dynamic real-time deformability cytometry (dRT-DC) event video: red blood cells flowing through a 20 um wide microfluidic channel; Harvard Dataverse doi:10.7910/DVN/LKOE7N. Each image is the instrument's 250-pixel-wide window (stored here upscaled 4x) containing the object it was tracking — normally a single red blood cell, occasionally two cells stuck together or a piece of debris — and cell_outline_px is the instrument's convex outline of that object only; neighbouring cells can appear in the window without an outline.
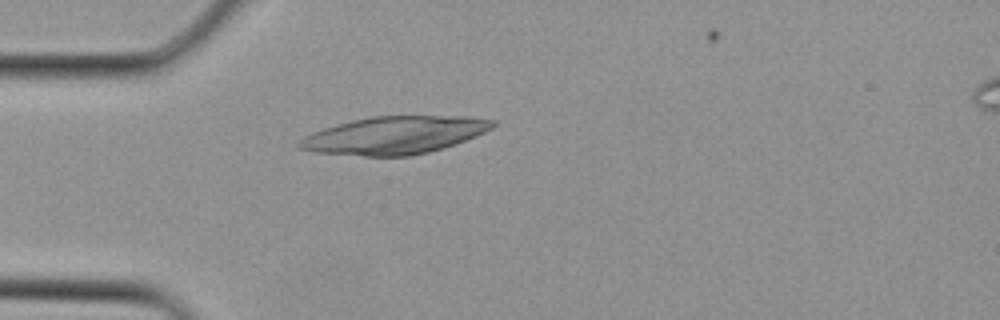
{"species": "Egyptian fruit bat (a non-hibernating species)", "species_latin": "Rousettus aegyptiacus", "temperature_condition": "cold", "stored_images_in_passage": 2, "camera_frame_rate_fps": 3000, "um_per_image_px": 0.085, "animal": {"sex": "female"}, "frame": {"image": 1, "passage_image": 1, "time_ms": 0.0, "image_size_px": [1000, 320], "cell_outline_px": [[496, 124], [492, 128], [476, 136], [456, 144], [444, 148], [412, 156], [364, 156], [312, 152], [300, 148], [296, 144], [304, 136], [312, 132], [336, 124], [352, 120], [372, 116], [468, 116], [496, 120]], "centroid_in_image_um": [33.54, 11.49], "position_along_channel_um": 51.5, "area_um2": 42.6}}